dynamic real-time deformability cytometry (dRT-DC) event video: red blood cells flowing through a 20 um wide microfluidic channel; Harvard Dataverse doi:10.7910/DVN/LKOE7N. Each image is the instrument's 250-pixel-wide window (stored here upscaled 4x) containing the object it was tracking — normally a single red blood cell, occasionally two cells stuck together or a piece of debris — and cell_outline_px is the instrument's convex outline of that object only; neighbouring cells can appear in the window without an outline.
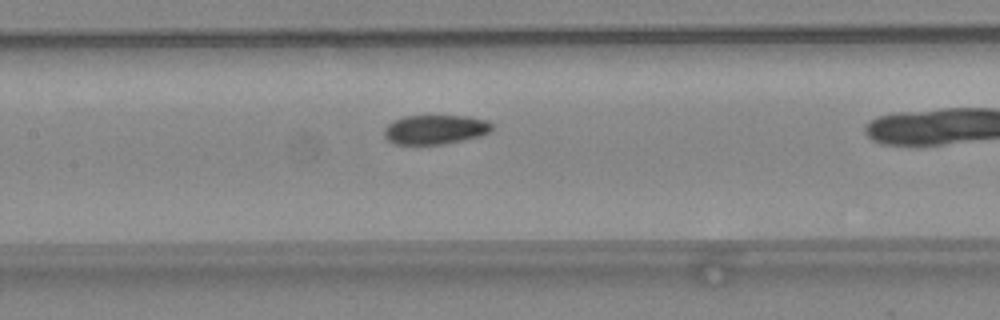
{"species": "common noctule bat (a hibernating species)", "species_latin": "Nyctalus noctula", "temperature_condition": "warm", "stored_images_in_passage": 28, "camera_frame_rate_fps": 3000, "um_per_image_px": 0.085, "animal": {"sex": "female", "body_mass_g": 24.6, "forearm_length_mm": 56.2}, "frame": {"image": 1, "passage_image": 13, "time_ms": 4.0, "image_size_px": [1000, 320], "cell_outline_px": [[492, 128], [488, 132], [480, 136], [444, 144], [392, 144], [384, 136], [384, 128], [388, 124], [404, 116], [472, 116], [488, 120], [492, 124]], "centroid_in_image_um": [37.0, 11.01], "position_along_channel_um": 170.4, "area_um2": 18.44}}
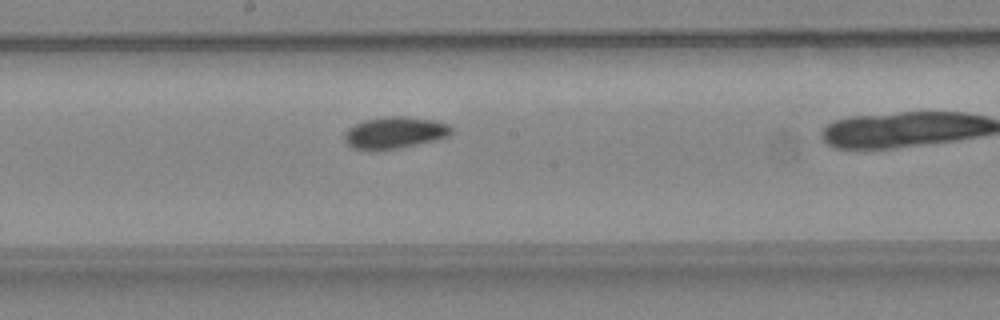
{"frame": {"image": 2, "passage_image": 16, "time_ms": 5.0, "image_size_px": [1000, 320], "cell_outline_px": [[452, 132], [448, 136], [436, 140], [400, 148], [352, 148], [344, 140], [344, 132], [348, 128], [364, 120], [384, 116], [404, 116], [436, 120], [448, 124], [452, 128]], "centroid_in_image_um": [33.58, 11.24], "position_along_channel_um": 214.6, "area_um2": 19.54}}